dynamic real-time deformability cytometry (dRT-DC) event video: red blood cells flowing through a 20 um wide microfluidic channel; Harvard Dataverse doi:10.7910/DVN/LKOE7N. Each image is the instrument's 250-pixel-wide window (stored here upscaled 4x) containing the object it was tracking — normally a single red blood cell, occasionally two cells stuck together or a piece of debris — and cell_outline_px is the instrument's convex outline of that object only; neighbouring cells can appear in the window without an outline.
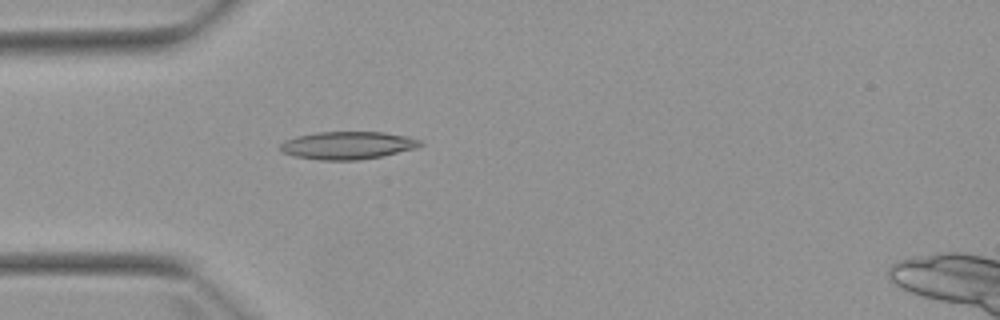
{"species": "Egyptian fruit bat (a non-hibernating species)", "species_latin": "Rousettus aegyptiacus", "temperature_condition": "warm", "stored_images_in_passage": 2, "camera_frame_rate_fps": 3000, "um_per_image_px": 0.085, "animal": {"sex": "female"}, "frame": {"image": 1, "passage_image": 2, "time_ms": 1.333, "image_size_px": [1000, 320], "cell_outline_px": [[424, 144], [416, 148], [380, 156], [356, 160], [320, 160], [296, 156], [280, 152], [280, 144], [284, 140], [296, 136], [316, 132], [384, 132], [404, 136], [420, 140]], "centroid_in_image_um": [29.5, 12.35], "position_along_channel_um": 55.5, "area_um2": 22.48}}